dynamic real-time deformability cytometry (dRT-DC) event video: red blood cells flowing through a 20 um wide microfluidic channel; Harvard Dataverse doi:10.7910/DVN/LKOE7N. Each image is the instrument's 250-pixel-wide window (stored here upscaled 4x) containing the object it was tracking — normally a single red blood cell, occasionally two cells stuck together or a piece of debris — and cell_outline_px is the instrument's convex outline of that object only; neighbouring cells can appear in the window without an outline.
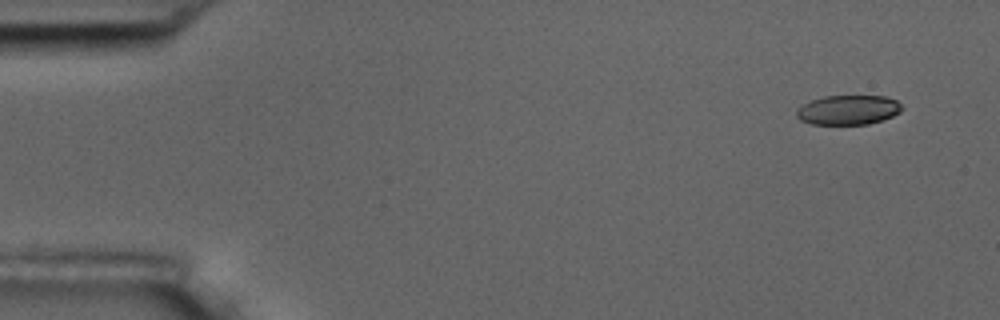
{"species": "common noctule bat (a hibernating species)", "species_latin": "Nyctalus noctula", "temperature_condition": "room temperature", "stored_images_in_passage": 4, "segment_of_instrument_passage": [2, 2], "camera_frame_rate_fps": 3000, "um_per_image_px": 0.085, "animal": {"sex": "male", "body_mass_g": 17.5, "forearm_length_mm": 52.3}, "frame": {"image": 1, "passage_image": 4, "time_ms": 4.333, "image_size_px": [1000, 320], "cell_outline_px": [[904, 108], [900, 112], [892, 116], [868, 124], [812, 124], [800, 120], [796, 116], [796, 108], [812, 100], [824, 96], [884, 96], [896, 100]], "centroid_in_image_um": [72.08, 9.34], "position_along_channel_um": 12.9, "area_um2": 18.09}}